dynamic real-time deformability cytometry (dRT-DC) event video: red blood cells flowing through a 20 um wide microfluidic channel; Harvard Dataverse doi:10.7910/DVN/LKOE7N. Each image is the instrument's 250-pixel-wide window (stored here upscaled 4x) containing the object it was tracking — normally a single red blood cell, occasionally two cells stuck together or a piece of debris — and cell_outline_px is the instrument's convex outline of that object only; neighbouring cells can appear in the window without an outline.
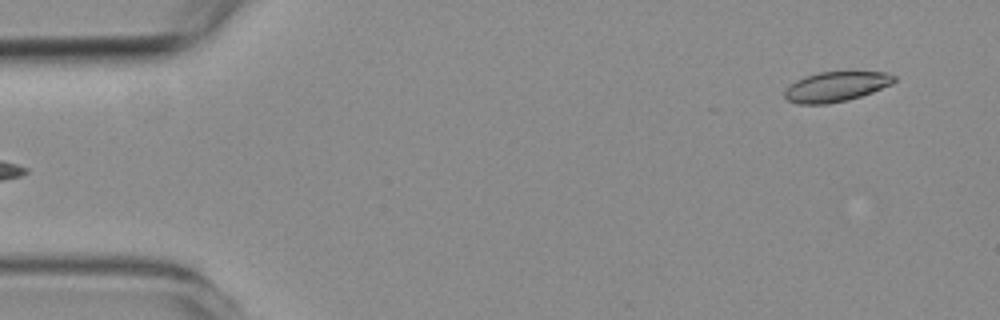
{"species": "common noctule bat (a hibernating species)", "species_latin": "Nyctalus noctula", "temperature_condition": "room temperature", "stored_images_in_passage": 3, "segment_of_instrument_passage": [2, 2], "camera_frame_rate_fps": 3000, "um_per_image_px": 0.085, "animal": {"sex": "female", "body_mass_g": 19.3, "forearm_length_mm": 54.1}, "frame": {"image": 1, "passage_image": 3, "time_ms": 2.333, "image_size_px": [1000, 320], "cell_outline_px": [[896, 80], [892, 84], [872, 92], [848, 100], [828, 104], [796, 104], [788, 100], [784, 96], [784, 92], [796, 80], [804, 76], [820, 72], [888, 72], [896, 76]], "centroid_in_image_um": [71.08, 7.37], "position_along_channel_um": 13.9, "area_um2": 19.07}}